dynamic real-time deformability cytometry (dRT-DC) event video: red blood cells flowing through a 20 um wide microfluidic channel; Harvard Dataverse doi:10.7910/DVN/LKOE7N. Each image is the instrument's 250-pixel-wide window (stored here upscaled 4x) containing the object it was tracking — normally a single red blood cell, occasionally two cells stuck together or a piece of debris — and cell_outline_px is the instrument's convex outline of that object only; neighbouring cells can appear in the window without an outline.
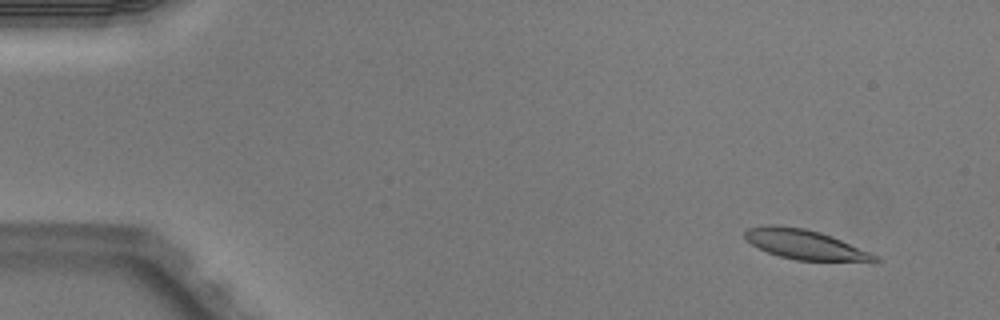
{"species": "Egyptian fruit bat (a non-hibernating species)", "species_latin": "Rousettus aegyptiacus", "temperature_condition": "warm", "stored_images_in_passage": 4, "segment_of_instrument_passage": [1, 2], "camera_frame_rate_fps": 3000, "um_per_image_px": 0.085, "animal": {"sex": "male"}, "frame": {"image": 1, "passage_image": 1, "time_ms": 0.0, "image_size_px": [1000, 320], "cell_outline_px": [[880, 260], [796, 260], [780, 256], [768, 252], [752, 244], [744, 236], [744, 232], [748, 228], [768, 224], [776, 224], [804, 228], [820, 232], [832, 236], [880, 256]], "centroid_in_image_um": [68.37, 20.75], "position_along_channel_um": 16.6, "area_um2": 22.02}}
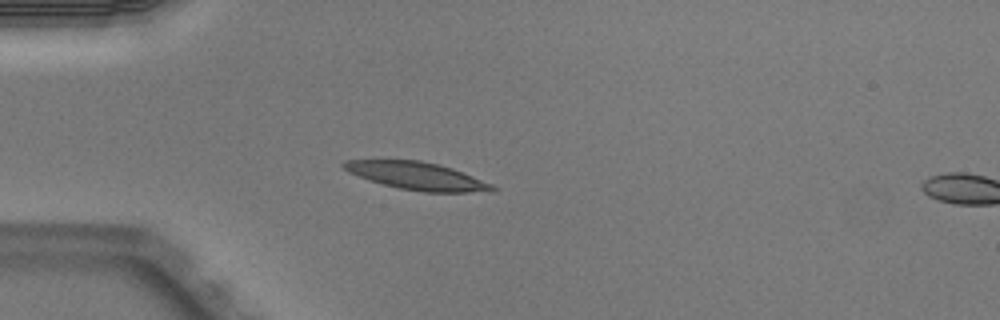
{"frame": {"image": 2, "passage_image": 3, "time_ms": 0.667, "image_size_px": [1000, 320], "cell_outline_px": [[500, 188], [496, 192], [424, 192], [400, 188], [380, 184], [368, 180], [348, 172], [340, 164], [344, 160], [420, 160], [440, 164], [452, 168], [492, 184]], "centroid_in_image_um": [35.47, 14.96], "position_along_channel_um": 49.5, "area_um2": 24.16}}